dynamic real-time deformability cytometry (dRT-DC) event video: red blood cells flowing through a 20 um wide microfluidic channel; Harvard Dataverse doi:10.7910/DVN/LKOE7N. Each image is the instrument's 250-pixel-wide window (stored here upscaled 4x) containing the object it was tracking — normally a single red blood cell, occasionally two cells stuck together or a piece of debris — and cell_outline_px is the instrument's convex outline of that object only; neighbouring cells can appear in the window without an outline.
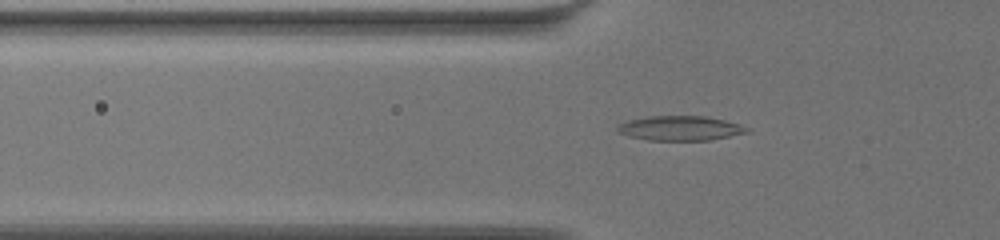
{"species": "common noctule bat (a hibernating species)", "species_latin": "Nyctalus noctula", "temperature_condition": "warm", "stored_images_in_passage": 46, "camera_frame_rate_fps": 3000, "um_per_image_px": 0.085, "animal": {"sex": "female", "body_mass_g": 19.5, "forearm_length_mm": 54.1}, "frame": {"image": 1, "passage_image": 7, "time_ms": 2.0, "image_size_px": [1000, 240], "cell_outline_px": [[748, 132], [708, 140], [648, 140], [628, 136], [616, 132], [616, 128], [620, 124], [628, 120], [648, 116], [704, 116], [724, 120], [740, 124], [748, 128]], "centroid_in_image_um": [57.76, 10.89], "position_along_channel_um": 68.0, "area_um2": 18.44}}
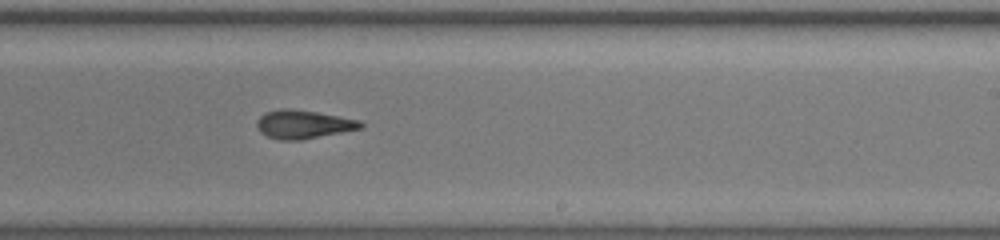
{"frame": {"image": 2, "passage_image": 24, "time_ms": 7.667, "image_size_px": [1000, 240], "cell_outline_px": [[364, 124], [360, 128], [300, 140], [280, 140], [268, 136], [260, 132], [256, 128], [256, 120], [264, 112], [280, 108], [292, 108], [316, 112], [360, 120]], "centroid_in_image_um": [25.71, 10.55], "position_along_channel_um": 263.3, "area_um2": 17.17}}
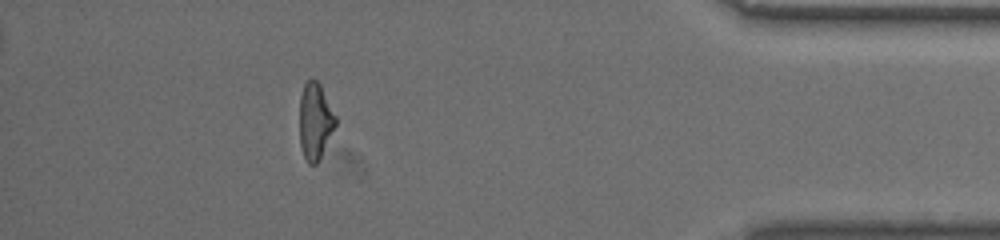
{"frame": {"image": 3, "passage_image": 40, "time_ms": 13.0, "image_size_px": [1000, 240], "cell_outline_px": [[336, 124], [316, 164], [308, 164], [304, 156], [300, 144], [300, 96], [304, 84], [308, 80], [316, 80], [320, 84], [336, 116]], "centroid_in_image_um": [26.77, 10.28], "position_along_channel_um": 408.4, "area_um2": 15.72}, "authors_computed_cell_mechanics": {"area_um2": 16.8487, "velocity_mm_per_s": 3.4821, "shape_relaxation_time_tau1_ms": 8.8472, "shape_relaxation_time_tau2_ms": 2.8917, "deformation_change_tau1": 0.2279, "deformation_change_tau2": 0.1121}}